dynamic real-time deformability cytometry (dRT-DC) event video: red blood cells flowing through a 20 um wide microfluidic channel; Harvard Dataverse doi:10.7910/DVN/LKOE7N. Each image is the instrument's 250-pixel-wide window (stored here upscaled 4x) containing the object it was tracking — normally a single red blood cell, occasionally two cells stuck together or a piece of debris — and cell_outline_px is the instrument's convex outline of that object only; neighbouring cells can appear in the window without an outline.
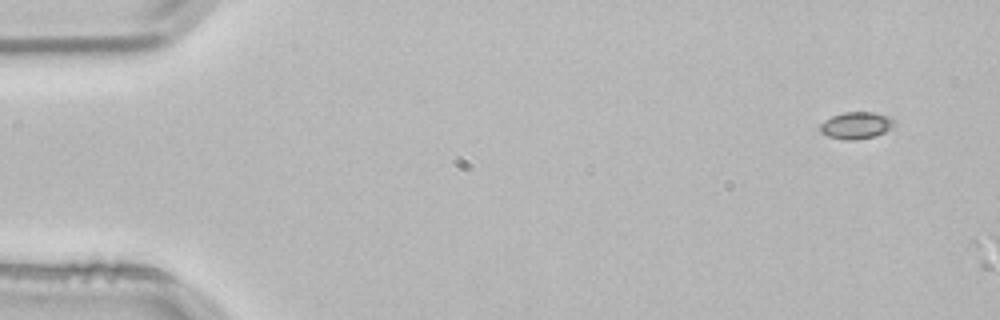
{"species": "common noctule bat (a hibernating species)", "species_latin": "Nyctalus noctula", "temperature_condition": "room temperature", "stored_images_in_passage": 4, "camera_frame_rate_fps": 3000, "um_per_image_px": 0.085, "animal": {"sex": "male", "body_mass_g": 21.5, "forearm_length_mm": 52.0}, "frame": {"image": 1, "passage_image": 1, "time_ms": 0.0, "image_size_px": [1000, 320], "cell_outline_px": [[896, 124], [892, 128], [876, 136], [856, 140], [844, 140], [828, 136], [820, 132], [820, 124], [824, 120], [832, 116], [844, 112], [872, 112], [888, 116], [896, 120]], "centroid_in_image_um": [72.8, 10.66], "position_along_channel_um": 12.2, "area_um2": 11.79}}